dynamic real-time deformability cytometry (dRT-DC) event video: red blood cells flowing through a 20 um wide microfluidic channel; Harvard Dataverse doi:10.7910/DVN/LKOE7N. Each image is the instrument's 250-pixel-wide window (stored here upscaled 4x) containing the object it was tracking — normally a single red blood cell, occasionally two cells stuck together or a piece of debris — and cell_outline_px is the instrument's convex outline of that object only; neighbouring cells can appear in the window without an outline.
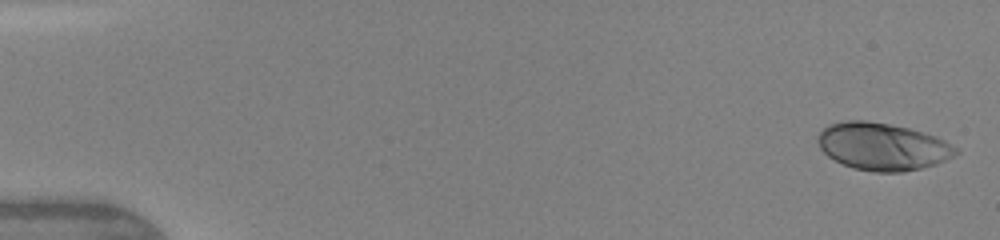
{"species": "human", "species_latin": "Homo sapiens", "temperature_condition": "warm", "stored_images_in_passage": 11, "camera_frame_rate_fps": 3000, "um_per_image_px": 0.085, "donor": {"sex": "female"}, "frame": {"image": 1, "passage_image": 1, "time_ms": 0.0, "image_size_px": [1000, 240], "cell_outline_px": [[960, 152], [936, 164], [904, 172], [872, 172], [852, 168], [828, 156], [820, 148], [816, 140], [820, 132], [828, 124], [848, 120], [868, 120], [908, 128], [936, 136], [960, 148]], "centroid_in_image_um": [75.02, 12.45], "position_along_channel_um": 10.0, "area_um2": 38.15}}
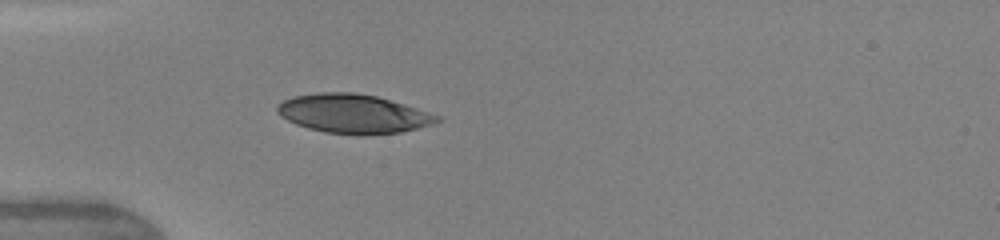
{"frame": {"image": 2, "passage_image": 5, "time_ms": 4.333, "image_size_px": [1000, 240], "cell_outline_px": [[440, 120], [432, 124], [400, 132], [360, 136], [324, 132], [308, 128], [296, 124], [280, 116], [276, 112], [276, 104], [292, 96], [320, 92], [356, 92], [376, 96], [404, 104], [440, 116]], "centroid_in_image_um": [29.97, 9.67], "position_along_channel_um": 55.0, "area_um2": 36.41}}